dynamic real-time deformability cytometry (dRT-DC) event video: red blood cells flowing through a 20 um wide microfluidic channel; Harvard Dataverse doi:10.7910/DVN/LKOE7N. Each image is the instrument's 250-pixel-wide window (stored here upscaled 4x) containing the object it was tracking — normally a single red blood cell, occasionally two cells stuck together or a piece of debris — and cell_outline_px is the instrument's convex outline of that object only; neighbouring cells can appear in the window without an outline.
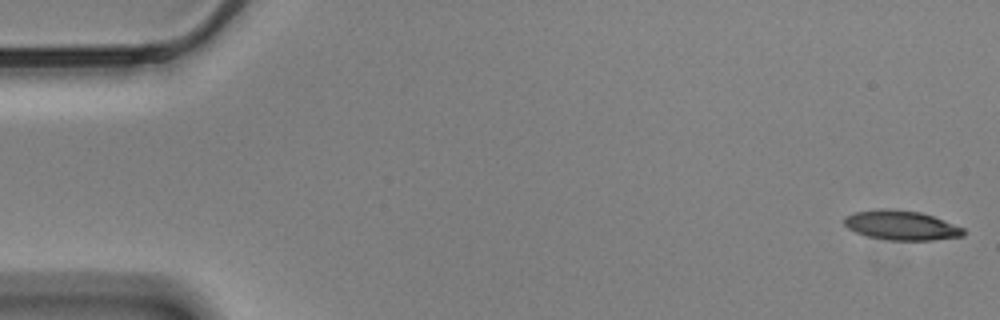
{"species": "Egyptian fruit bat (a non-hibernating species)", "species_latin": "Rousettus aegyptiacus", "temperature_condition": "cold", "stored_images_in_passage": 11, "camera_frame_rate_fps": 3000, "um_per_image_px": 0.085, "animal": {"sex": "male"}, "frame": {"image": 1, "passage_image": 1, "time_ms": 0.0, "image_size_px": [1000, 320], "cell_outline_px": [[964, 236], [932, 240], [888, 240], [868, 236], [856, 232], [848, 228], [844, 224], [844, 216], [856, 212], [880, 208], [884, 208], [920, 212], [932, 216], [964, 228]], "centroid_in_image_um": [76.59, 19.15], "position_along_channel_um": 8.4, "area_um2": 20.35}}